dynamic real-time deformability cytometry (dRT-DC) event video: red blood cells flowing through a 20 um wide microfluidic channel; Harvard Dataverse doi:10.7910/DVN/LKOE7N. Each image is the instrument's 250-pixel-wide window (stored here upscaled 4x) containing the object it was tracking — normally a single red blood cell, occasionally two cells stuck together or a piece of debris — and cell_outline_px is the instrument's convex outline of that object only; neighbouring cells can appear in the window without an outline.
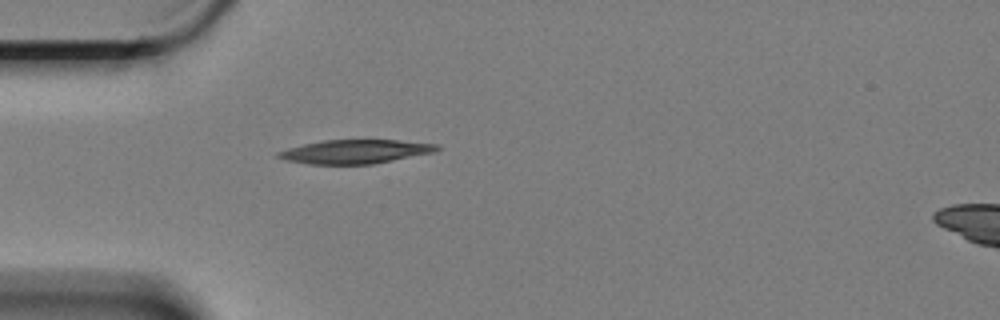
{"species": "Egyptian fruit bat (a non-hibernating species)", "species_latin": "Rousettus aegyptiacus", "temperature_condition": "cold", "stored_images_in_passage": 17, "camera_frame_rate_fps": 3000, "um_per_image_px": 0.085, "animal": {"sex": "female"}, "frame": {"image": 1, "passage_image": 1, "time_ms": 0.0, "image_size_px": [1000, 320], "cell_outline_px": [[440, 148], [432, 152], [372, 164], [308, 164], [288, 160], [276, 156], [276, 152], [288, 148], [304, 144], [324, 140], [396, 140], [436, 144]], "centroid_in_image_um": [30.14, 12.88], "position_along_channel_um": 54.9, "area_um2": 21.62}}
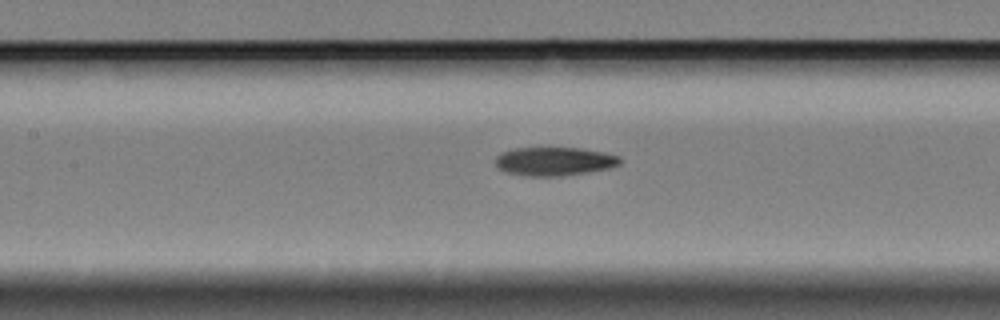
{"frame": {"image": 2, "passage_image": 7, "time_ms": 2.0, "image_size_px": [1000, 320], "cell_outline_px": [[620, 164], [608, 168], [560, 176], [528, 176], [504, 172], [496, 164], [496, 156], [500, 152], [516, 148], [580, 148], [604, 152], [620, 156]], "centroid_in_image_um": [47.09, 13.71], "position_along_channel_um": 160.3, "area_um2": 20.58}}
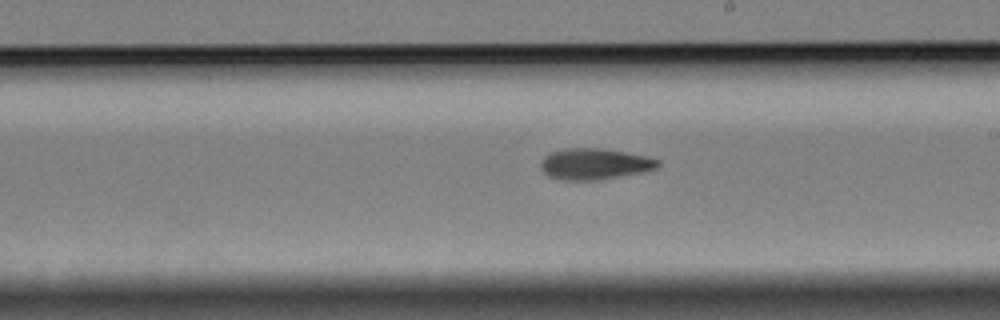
{"frame": {"image": 3, "passage_image": 14, "time_ms": 4.333, "image_size_px": [1000, 320], "cell_outline_px": [[660, 164], [656, 168], [640, 172], [600, 180], [556, 180], [548, 176], [540, 168], [540, 164], [544, 156], [552, 152], [568, 148], [600, 148], [624, 152], [644, 156], [660, 160]], "centroid_in_image_um": [50.49, 13.95], "position_along_channel_um": 238.5, "area_um2": 21.15}}